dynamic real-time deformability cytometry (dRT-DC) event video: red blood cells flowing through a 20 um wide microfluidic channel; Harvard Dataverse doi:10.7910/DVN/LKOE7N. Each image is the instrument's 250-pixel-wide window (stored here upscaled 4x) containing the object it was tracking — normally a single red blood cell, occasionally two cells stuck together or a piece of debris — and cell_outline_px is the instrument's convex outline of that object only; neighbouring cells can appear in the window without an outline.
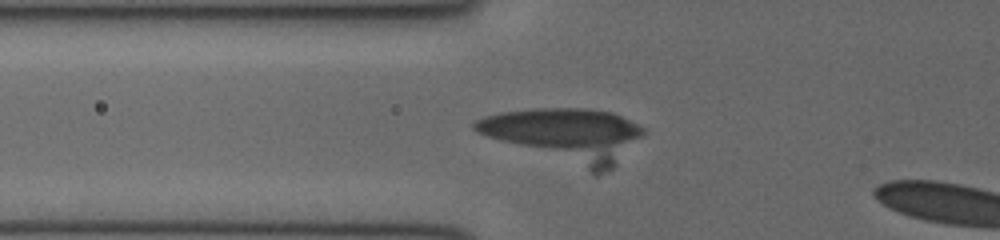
{"species": "human", "species_latin": "Homo sapiens", "temperature_condition": "cold", "stored_images_in_passage": 37, "camera_frame_rate_fps": 3000, "um_per_image_px": 0.085, "donor": {"sex": "female"}, "frame": {"image": 1, "passage_image": 7, "time_ms": 2.0, "image_size_px": [1000, 240], "cell_outline_px": [[644, 132], [612, 168], [596, 176], [592, 176], [476, 132], [472, 128], [472, 124], [476, 120], [484, 116], [500, 112], [532, 108], [584, 108], [612, 112], [644, 128]], "centroid_in_image_um": [48.03, 11.51], "position_along_channel_um": 77.8, "area_um2": 52.94}}
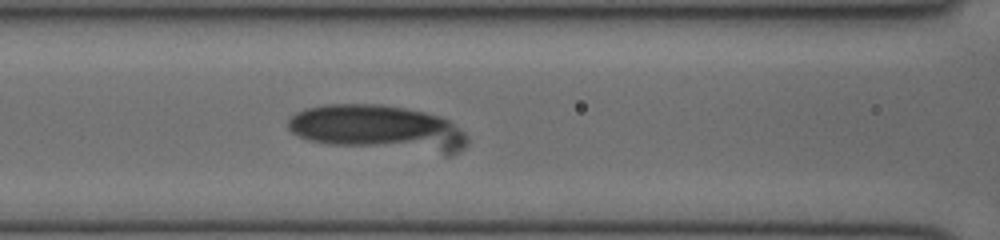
{"frame": {"image": 2, "passage_image": 11, "time_ms": 3.333, "image_size_px": [1000, 240], "cell_outline_px": [[468, 144], [464, 148], [452, 156], [444, 156], [328, 144], [308, 140], [292, 132], [288, 128], [288, 116], [296, 112], [308, 108], [324, 104], [380, 104], [404, 108], [424, 112], [440, 116], [448, 120], [464, 132], [468, 136]], "centroid_in_image_um": [32.21, 10.94], "position_along_channel_um": 134.4, "area_um2": 48.96}}